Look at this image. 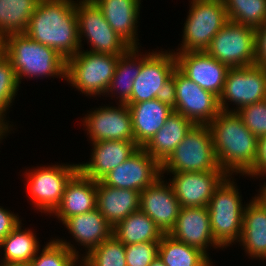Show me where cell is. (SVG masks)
Instances as JSON below:
<instances>
[{
    "label": "cell",
    "mask_w": 266,
    "mask_h": 266,
    "mask_svg": "<svg viewBox=\"0 0 266 266\" xmlns=\"http://www.w3.org/2000/svg\"><path fill=\"white\" fill-rule=\"evenodd\" d=\"M72 0H40L24 32L55 49L66 60L80 48L78 18Z\"/></svg>",
    "instance_id": "6da1fadb"
},
{
    "label": "cell",
    "mask_w": 266,
    "mask_h": 266,
    "mask_svg": "<svg viewBox=\"0 0 266 266\" xmlns=\"http://www.w3.org/2000/svg\"><path fill=\"white\" fill-rule=\"evenodd\" d=\"M208 126L220 168L229 176L233 172L246 175L255 163L258 138L235 110H221Z\"/></svg>",
    "instance_id": "7a4b0ae2"
},
{
    "label": "cell",
    "mask_w": 266,
    "mask_h": 266,
    "mask_svg": "<svg viewBox=\"0 0 266 266\" xmlns=\"http://www.w3.org/2000/svg\"><path fill=\"white\" fill-rule=\"evenodd\" d=\"M3 53L12 63L17 79L23 76H59L66 78V59L55 49L34 41L25 33L6 35Z\"/></svg>",
    "instance_id": "3957f363"
},
{
    "label": "cell",
    "mask_w": 266,
    "mask_h": 266,
    "mask_svg": "<svg viewBox=\"0 0 266 266\" xmlns=\"http://www.w3.org/2000/svg\"><path fill=\"white\" fill-rule=\"evenodd\" d=\"M204 172L224 171L220 168L208 125H194L169 157L161 164L165 171Z\"/></svg>",
    "instance_id": "277c9868"
},
{
    "label": "cell",
    "mask_w": 266,
    "mask_h": 266,
    "mask_svg": "<svg viewBox=\"0 0 266 266\" xmlns=\"http://www.w3.org/2000/svg\"><path fill=\"white\" fill-rule=\"evenodd\" d=\"M235 185L226 177L215 189L207 206L213 237L223 248L236 240L239 242L242 234L245 207H242V199Z\"/></svg>",
    "instance_id": "5b68a950"
},
{
    "label": "cell",
    "mask_w": 266,
    "mask_h": 266,
    "mask_svg": "<svg viewBox=\"0 0 266 266\" xmlns=\"http://www.w3.org/2000/svg\"><path fill=\"white\" fill-rule=\"evenodd\" d=\"M119 55L78 51L66 60V81L82 93H107Z\"/></svg>",
    "instance_id": "8992f818"
},
{
    "label": "cell",
    "mask_w": 266,
    "mask_h": 266,
    "mask_svg": "<svg viewBox=\"0 0 266 266\" xmlns=\"http://www.w3.org/2000/svg\"><path fill=\"white\" fill-rule=\"evenodd\" d=\"M179 52L206 51L228 21L223 0H192Z\"/></svg>",
    "instance_id": "52a82bcc"
},
{
    "label": "cell",
    "mask_w": 266,
    "mask_h": 266,
    "mask_svg": "<svg viewBox=\"0 0 266 266\" xmlns=\"http://www.w3.org/2000/svg\"><path fill=\"white\" fill-rule=\"evenodd\" d=\"M173 110L195 125H208L221 111L219 98L186 77L177 67L171 76Z\"/></svg>",
    "instance_id": "ba28073f"
},
{
    "label": "cell",
    "mask_w": 266,
    "mask_h": 266,
    "mask_svg": "<svg viewBox=\"0 0 266 266\" xmlns=\"http://www.w3.org/2000/svg\"><path fill=\"white\" fill-rule=\"evenodd\" d=\"M206 52L230 68L255 65V28L228 20Z\"/></svg>",
    "instance_id": "9c48e42d"
},
{
    "label": "cell",
    "mask_w": 266,
    "mask_h": 266,
    "mask_svg": "<svg viewBox=\"0 0 266 266\" xmlns=\"http://www.w3.org/2000/svg\"><path fill=\"white\" fill-rule=\"evenodd\" d=\"M176 67L175 53L149 52L143 57L142 69L134 80L131 99L127 103L170 98L171 76Z\"/></svg>",
    "instance_id": "30bf717a"
},
{
    "label": "cell",
    "mask_w": 266,
    "mask_h": 266,
    "mask_svg": "<svg viewBox=\"0 0 266 266\" xmlns=\"http://www.w3.org/2000/svg\"><path fill=\"white\" fill-rule=\"evenodd\" d=\"M78 18L79 40L86 36L92 45L90 52L121 55L130 46L112 29L101 9L93 0L75 2Z\"/></svg>",
    "instance_id": "8fae6325"
},
{
    "label": "cell",
    "mask_w": 266,
    "mask_h": 266,
    "mask_svg": "<svg viewBox=\"0 0 266 266\" xmlns=\"http://www.w3.org/2000/svg\"><path fill=\"white\" fill-rule=\"evenodd\" d=\"M79 171L78 164L40 167L26 173L28 193L40 212L53 213L59 206L67 183Z\"/></svg>",
    "instance_id": "7c38bea8"
},
{
    "label": "cell",
    "mask_w": 266,
    "mask_h": 266,
    "mask_svg": "<svg viewBox=\"0 0 266 266\" xmlns=\"http://www.w3.org/2000/svg\"><path fill=\"white\" fill-rule=\"evenodd\" d=\"M266 99V67L252 65L228 70L224 88L219 96L222 111L228 110L227 100L236 103L237 110Z\"/></svg>",
    "instance_id": "4fadbf2b"
},
{
    "label": "cell",
    "mask_w": 266,
    "mask_h": 266,
    "mask_svg": "<svg viewBox=\"0 0 266 266\" xmlns=\"http://www.w3.org/2000/svg\"><path fill=\"white\" fill-rule=\"evenodd\" d=\"M161 176V165L142 147L115 167L100 181L108 186L138 192L152 185Z\"/></svg>",
    "instance_id": "5bb4252c"
},
{
    "label": "cell",
    "mask_w": 266,
    "mask_h": 266,
    "mask_svg": "<svg viewBox=\"0 0 266 266\" xmlns=\"http://www.w3.org/2000/svg\"><path fill=\"white\" fill-rule=\"evenodd\" d=\"M175 56L177 68L186 77L219 98L229 66L219 62L206 51L177 52Z\"/></svg>",
    "instance_id": "9a60e30c"
},
{
    "label": "cell",
    "mask_w": 266,
    "mask_h": 266,
    "mask_svg": "<svg viewBox=\"0 0 266 266\" xmlns=\"http://www.w3.org/2000/svg\"><path fill=\"white\" fill-rule=\"evenodd\" d=\"M170 181L181 207H207L215 189L229 175L225 171L177 172Z\"/></svg>",
    "instance_id": "2e32d148"
},
{
    "label": "cell",
    "mask_w": 266,
    "mask_h": 266,
    "mask_svg": "<svg viewBox=\"0 0 266 266\" xmlns=\"http://www.w3.org/2000/svg\"><path fill=\"white\" fill-rule=\"evenodd\" d=\"M119 106L118 108L112 106L97 108L83 119L91 141H135L128 105Z\"/></svg>",
    "instance_id": "e0dca14e"
},
{
    "label": "cell",
    "mask_w": 266,
    "mask_h": 266,
    "mask_svg": "<svg viewBox=\"0 0 266 266\" xmlns=\"http://www.w3.org/2000/svg\"><path fill=\"white\" fill-rule=\"evenodd\" d=\"M180 208L172 186L164 184L160 177L140 192V210L155 222L163 234H169L175 226Z\"/></svg>",
    "instance_id": "ac0fdd59"
},
{
    "label": "cell",
    "mask_w": 266,
    "mask_h": 266,
    "mask_svg": "<svg viewBox=\"0 0 266 266\" xmlns=\"http://www.w3.org/2000/svg\"><path fill=\"white\" fill-rule=\"evenodd\" d=\"M169 235L206 253L209 245L220 247L212 234L208 207H181ZM208 244V245H207Z\"/></svg>",
    "instance_id": "d6986e66"
},
{
    "label": "cell",
    "mask_w": 266,
    "mask_h": 266,
    "mask_svg": "<svg viewBox=\"0 0 266 266\" xmlns=\"http://www.w3.org/2000/svg\"><path fill=\"white\" fill-rule=\"evenodd\" d=\"M92 145L94 148L90 162L78 164V166L85 177L94 181H100L139 148L135 141L121 140L92 142Z\"/></svg>",
    "instance_id": "ffe728a7"
},
{
    "label": "cell",
    "mask_w": 266,
    "mask_h": 266,
    "mask_svg": "<svg viewBox=\"0 0 266 266\" xmlns=\"http://www.w3.org/2000/svg\"><path fill=\"white\" fill-rule=\"evenodd\" d=\"M132 117L135 142L144 147L174 111L170 98H156L139 103H126Z\"/></svg>",
    "instance_id": "44dd1931"
},
{
    "label": "cell",
    "mask_w": 266,
    "mask_h": 266,
    "mask_svg": "<svg viewBox=\"0 0 266 266\" xmlns=\"http://www.w3.org/2000/svg\"><path fill=\"white\" fill-rule=\"evenodd\" d=\"M97 181L78 171L67 183L62 200L53 212L64 222L67 218L96 209Z\"/></svg>",
    "instance_id": "7402d4cb"
},
{
    "label": "cell",
    "mask_w": 266,
    "mask_h": 266,
    "mask_svg": "<svg viewBox=\"0 0 266 266\" xmlns=\"http://www.w3.org/2000/svg\"><path fill=\"white\" fill-rule=\"evenodd\" d=\"M96 208L114 228L131 213L140 209V192L114 188L97 181Z\"/></svg>",
    "instance_id": "603a6c76"
},
{
    "label": "cell",
    "mask_w": 266,
    "mask_h": 266,
    "mask_svg": "<svg viewBox=\"0 0 266 266\" xmlns=\"http://www.w3.org/2000/svg\"><path fill=\"white\" fill-rule=\"evenodd\" d=\"M112 29L130 47H137V20L141 0H93ZM136 29V30H135Z\"/></svg>",
    "instance_id": "cb8c5ba5"
},
{
    "label": "cell",
    "mask_w": 266,
    "mask_h": 266,
    "mask_svg": "<svg viewBox=\"0 0 266 266\" xmlns=\"http://www.w3.org/2000/svg\"><path fill=\"white\" fill-rule=\"evenodd\" d=\"M194 125L191 120L173 111L143 149L161 165Z\"/></svg>",
    "instance_id": "d4e9b609"
},
{
    "label": "cell",
    "mask_w": 266,
    "mask_h": 266,
    "mask_svg": "<svg viewBox=\"0 0 266 266\" xmlns=\"http://www.w3.org/2000/svg\"><path fill=\"white\" fill-rule=\"evenodd\" d=\"M63 224L77 242L88 248L86 254L113 235V227L97 208L87 213L71 216Z\"/></svg>",
    "instance_id": "484cf974"
},
{
    "label": "cell",
    "mask_w": 266,
    "mask_h": 266,
    "mask_svg": "<svg viewBox=\"0 0 266 266\" xmlns=\"http://www.w3.org/2000/svg\"><path fill=\"white\" fill-rule=\"evenodd\" d=\"M246 206L239 242L249 256L266 260V211L255 199Z\"/></svg>",
    "instance_id": "4316f807"
},
{
    "label": "cell",
    "mask_w": 266,
    "mask_h": 266,
    "mask_svg": "<svg viewBox=\"0 0 266 266\" xmlns=\"http://www.w3.org/2000/svg\"><path fill=\"white\" fill-rule=\"evenodd\" d=\"M113 235L124 245L159 242L164 235L155 222L140 209L113 228Z\"/></svg>",
    "instance_id": "83f0119b"
},
{
    "label": "cell",
    "mask_w": 266,
    "mask_h": 266,
    "mask_svg": "<svg viewBox=\"0 0 266 266\" xmlns=\"http://www.w3.org/2000/svg\"><path fill=\"white\" fill-rule=\"evenodd\" d=\"M138 50L137 47H130L125 53L119 55L115 73L107 90V93L114 94L113 91H116V94L119 91L120 104H126L131 99L134 80L142 69L143 57L140 55L139 59V55L136 54Z\"/></svg>",
    "instance_id": "f1b7e54d"
},
{
    "label": "cell",
    "mask_w": 266,
    "mask_h": 266,
    "mask_svg": "<svg viewBox=\"0 0 266 266\" xmlns=\"http://www.w3.org/2000/svg\"><path fill=\"white\" fill-rule=\"evenodd\" d=\"M207 253L164 234L159 241L158 257L166 266H210Z\"/></svg>",
    "instance_id": "f546056e"
},
{
    "label": "cell",
    "mask_w": 266,
    "mask_h": 266,
    "mask_svg": "<svg viewBox=\"0 0 266 266\" xmlns=\"http://www.w3.org/2000/svg\"><path fill=\"white\" fill-rule=\"evenodd\" d=\"M17 225L1 242L4 247V264L25 265L38 254L39 244L36 235L30 230H22Z\"/></svg>",
    "instance_id": "4dcf8cb0"
},
{
    "label": "cell",
    "mask_w": 266,
    "mask_h": 266,
    "mask_svg": "<svg viewBox=\"0 0 266 266\" xmlns=\"http://www.w3.org/2000/svg\"><path fill=\"white\" fill-rule=\"evenodd\" d=\"M40 0H0V34L24 33Z\"/></svg>",
    "instance_id": "1f68e13d"
},
{
    "label": "cell",
    "mask_w": 266,
    "mask_h": 266,
    "mask_svg": "<svg viewBox=\"0 0 266 266\" xmlns=\"http://www.w3.org/2000/svg\"><path fill=\"white\" fill-rule=\"evenodd\" d=\"M229 21L257 28L266 22V0H223Z\"/></svg>",
    "instance_id": "d6a6232c"
},
{
    "label": "cell",
    "mask_w": 266,
    "mask_h": 266,
    "mask_svg": "<svg viewBox=\"0 0 266 266\" xmlns=\"http://www.w3.org/2000/svg\"><path fill=\"white\" fill-rule=\"evenodd\" d=\"M125 245L114 235L82 257L83 266H127Z\"/></svg>",
    "instance_id": "836d02e7"
},
{
    "label": "cell",
    "mask_w": 266,
    "mask_h": 266,
    "mask_svg": "<svg viewBox=\"0 0 266 266\" xmlns=\"http://www.w3.org/2000/svg\"><path fill=\"white\" fill-rule=\"evenodd\" d=\"M78 258L72 244L56 239L48 242L40 256L36 254L27 266H75Z\"/></svg>",
    "instance_id": "e575fe53"
},
{
    "label": "cell",
    "mask_w": 266,
    "mask_h": 266,
    "mask_svg": "<svg viewBox=\"0 0 266 266\" xmlns=\"http://www.w3.org/2000/svg\"><path fill=\"white\" fill-rule=\"evenodd\" d=\"M19 81L16 76V72L12 67L11 61L2 52L0 54V130L6 134L11 126H8L7 122H4V113L11 106L15 95H17V89L19 87ZM10 105V106H9ZM9 127V128H8Z\"/></svg>",
    "instance_id": "d590c367"
},
{
    "label": "cell",
    "mask_w": 266,
    "mask_h": 266,
    "mask_svg": "<svg viewBox=\"0 0 266 266\" xmlns=\"http://www.w3.org/2000/svg\"><path fill=\"white\" fill-rule=\"evenodd\" d=\"M237 114L243 124L257 137L266 135V99L254 104L246 105Z\"/></svg>",
    "instance_id": "8d00e7d4"
},
{
    "label": "cell",
    "mask_w": 266,
    "mask_h": 266,
    "mask_svg": "<svg viewBox=\"0 0 266 266\" xmlns=\"http://www.w3.org/2000/svg\"><path fill=\"white\" fill-rule=\"evenodd\" d=\"M159 242L125 245L127 266H149L158 257Z\"/></svg>",
    "instance_id": "74e56055"
},
{
    "label": "cell",
    "mask_w": 266,
    "mask_h": 266,
    "mask_svg": "<svg viewBox=\"0 0 266 266\" xmlns=\"http://www.w3.org/2000/svg\"><path fill=\"white\" fill-rule=\"evenodd\" d=\"M255 65L266 67V22L255 29Z\"/></svg>",
    "instance_id": "f35d334b"
},
{
    "label": "cell",
    "mask_w": 266,
    "mask_h": 266,
    "mask_svg": "<svg viewBox=\"0 0 266 266\" xmlns=\"http://www.w3.org/2000/svg\"><path fill=\"white\" fill-rule=\"evenodd\" d=\"M246 174L252 177L266 174V135L258 138L255 163Z\"/></svg>",
    "instance_id": "ab89813d"
},
{
    "label": "cell",
    "mask_w": 266,
    "mask_h": 266,
    "mask_svg": "<svg viewBox=\"0 0 266 266\" xmlns=\"http://www.w3.org/2000/svg\"><path fill=\"white\" fill-rule=\"evenodd\" d=\"M20 223L19 217L0 206V242Z\"/></svg>",
    "instance_id": "60d3db41"
},
{
    "label": "cell",
    "mask_w": 266,
    "mask_h": 266,
    "mask_svg": "<svg viewBox=\"0 0 266 266\" xmlns=\"http://www.w3.org/2000/svg\"><path fill=\"white\" fill-rule=\"evenodd\" d=\"M266 183H264V186L260 190V194H258L257 197H254L255 200L262 206V208L266 211Z\"/></svg>",
    "instance_id": "b9f144b4"
},
{
    "label": "cell",
    "mask_w": 266,
    "mask_h": 266,
    "mask_svg": "<svg viewBox=\"0 0 266 266\" xmlns=\"http://www.w3.org/2000/svg\"><path fill=\"white\" fill-rule=\"evenodd\" d=\"M149 266H166L159 257L152 261Z\"/></svg>",
    "instance_id": "7bdbcfd3"
},
{
    "label": "cell",
    "mask_w": 266,
    "mask_h": 266,
    "mask_svg": "<svg viewBox=\"0 0 266 266\" xmlns=\"http://www.w3.org/2000/svg\"><path fill=\"white\" fill-rule=\"evenodd\" d=\"M3 36L0 35V54L3 52Z\"/></svg>",
    "instance_id": "ee69618b"
},
{
    "label": "cell",
    "mask_w": 266,
    "mask_h": 266,
    "mask_svg": "<svg viewBox=\"0 0 266 266\" xmlns=\"http://www.w3.org/2000/svg\"><path fill=\"white\" fill-rule=\"evenodd\" d=\"M0 266H25V265H14V264H4V263H1Z\"/></svg>",
    "instance_id": "f6af8a7d"
},
{
    "label": "cell",
    "mask_w": 266,
    "mask_h": 266,
    "mask_svg": "<svg viewBox=\"0 0 266 266\" xmlns=\"http://www.w3.org/2000/svg\"><path fill=\"white\" fill-rule=\"evenodd\" d=\"M3 132L0 130V139L3 138Z\"/></svg>",
    "instance_id": "bcb514c9"
}]
</instances>
